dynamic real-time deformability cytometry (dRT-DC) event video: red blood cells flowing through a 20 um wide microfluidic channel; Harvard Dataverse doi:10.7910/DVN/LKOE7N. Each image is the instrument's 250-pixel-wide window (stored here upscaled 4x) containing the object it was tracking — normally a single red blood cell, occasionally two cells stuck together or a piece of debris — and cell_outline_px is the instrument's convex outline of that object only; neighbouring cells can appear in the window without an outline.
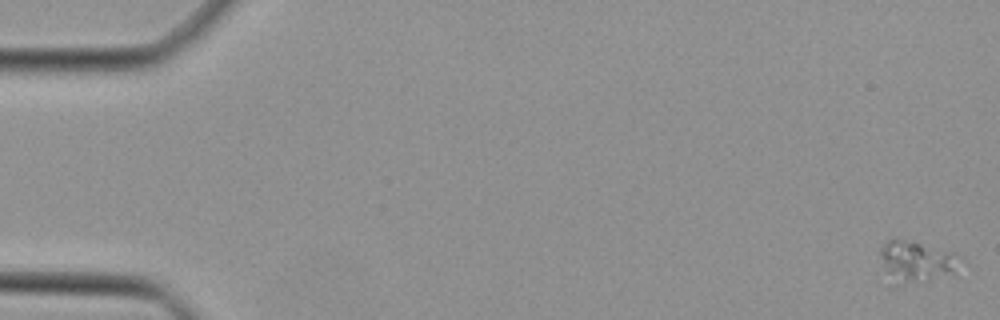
{"species": "Egyptian fruit bat (a non-hibernating species)", "species_latin": "Rousettus aegyptiacus", "temperature_condition": "cold", "stored_images_in_passage": 11, "camera_frame_rate_fps": 3000, "um_per_image_px": 0.085, "animal": {"sex": "female"}, "frame": {"image": 1, "passage_image": 1, "time_ms": 0.0, "image_size_px": [1000, 320], "cell_outline_px": [[964, 260], [952, 272], [916, 280], [896, 284], [884, 268], [880, 256], [880, 248], [888, 240], [900, 240], [920, 244], [952, 252]], "centroid_in_image_um": [77.86, 22.18], "position_along_channel_um": 7.1, "area_um2": 17.69}}